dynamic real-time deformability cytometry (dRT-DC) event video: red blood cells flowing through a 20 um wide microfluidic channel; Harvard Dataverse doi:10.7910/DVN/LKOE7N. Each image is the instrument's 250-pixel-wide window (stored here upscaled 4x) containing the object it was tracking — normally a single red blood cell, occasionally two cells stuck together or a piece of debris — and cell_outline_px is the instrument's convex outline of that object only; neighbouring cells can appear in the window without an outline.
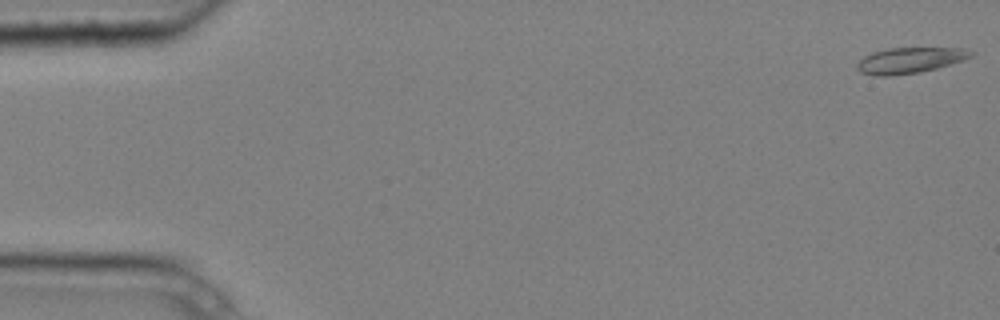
{"species": "common noctule bat (a hibernating species)", "species_latin": "Nyctalus noctula", "temperature_condition": "cold", "stored_images_in_passage": 5, "camera_frame_rate_fps": 3000, "um_per_image_px": 0.085, "animal": {"sex": "male", "body_mass_g": 20.4}, "frame": {"image": 1, "passage_image": 1, "time_ms": 0.0, "image_size_px": [1000, 320], "cell_outline_px": [[976, 52], [972, 56], [964, 60], [936, 68], [920, 72], [888, 76], [872, 76], [860, 72], [856, 68], [856, 64], [864, 56], [872, 52], [888, 48], [964, 48]], "centroid_in_image_um": [77.32, 5.13], "position_along_channel_um": 7.7, "area_um2": 17.22}}
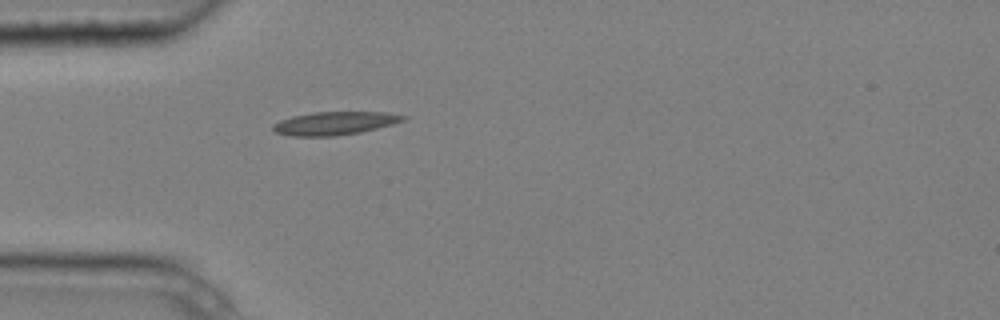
{"frame": {"image": 2, "passage_image": 5, "time_ms": 1.333, "image_size_px": [1000, 320], "cell_outline_px": [[408, 116], [404, 120], [392, 124], [360, 132], [332, 136], [292, 136], [276, 132], [272, 128], [272, 124], [280, 120], [292, 116], [312, 112], [384, 112]], "centroid_in_image_um": [28.42, 10.47], "position_along_channel_um": 56.6, "area_um2": 17.46}}